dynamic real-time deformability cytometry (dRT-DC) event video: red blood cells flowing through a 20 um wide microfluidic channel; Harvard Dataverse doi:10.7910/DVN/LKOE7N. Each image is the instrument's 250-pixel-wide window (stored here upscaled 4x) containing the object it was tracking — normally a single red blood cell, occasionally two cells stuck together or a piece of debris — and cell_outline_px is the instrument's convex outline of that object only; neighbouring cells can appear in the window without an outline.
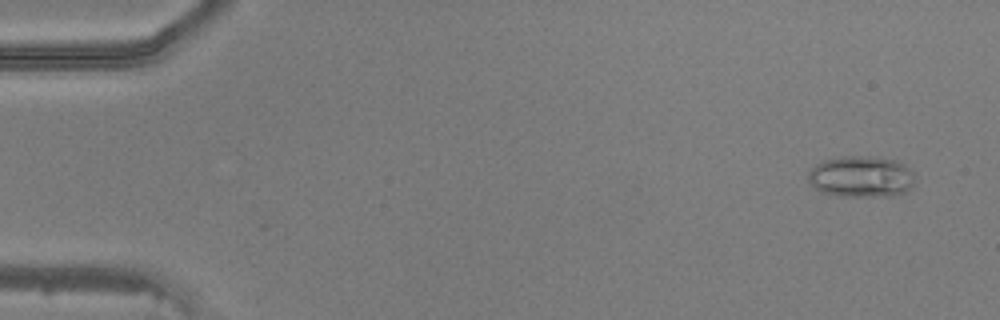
{"species": "common noctule bat (a hibernating species)", "species_latin": "Nyctalus noctula", "temperature_condition": "warm", "stored_images_in_passage": 48, "camera_frame_rate_fps": 3000, "um_per_image_px": 0.085, "animal": {"sex": "male", "body_mass_g": 20.5, "forearm_length_mm": 52.5}, "frame": {"image": 1, "passage_image": 3, "time_ms": 0.667, "image_size_px": [1000, 320], "cell_outline_px": [[912, 184], [904, 192], [888, 196], [836, 196], [824, 192], [816, 188], [808, 180], [808, 172], [816, 164], [824, 160], [844, 156], [860, 156], [892, 160], [904, 164], [912, 172]], "centroid_in_image_um": [73.15, 15.02], "position_along_channel_um": 11.9, "area_um2": 25.14}}
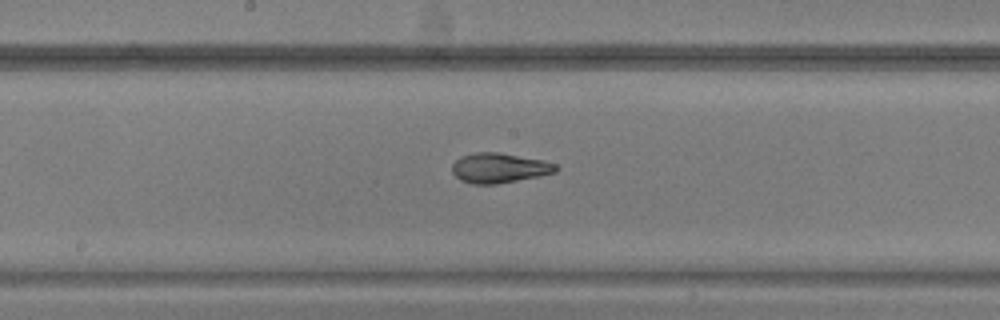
{"frame": {"image": 2, "passage_image": 26, "time_ms": 8.333, "image_size_px": [1000, 320], "cell_outline_px": [[560, 168], [556, 172], [540, 176], [496, 184], [472, 184], [460, 180], [452, 172], [452, 164], [460, 156], [476, 152], [500, 152], [544, 160], [556, 164]], "centroid_in_image_um": [42.45, 14.27], "position_along_channel_um": 205.8, "area_um2": 18.26}}
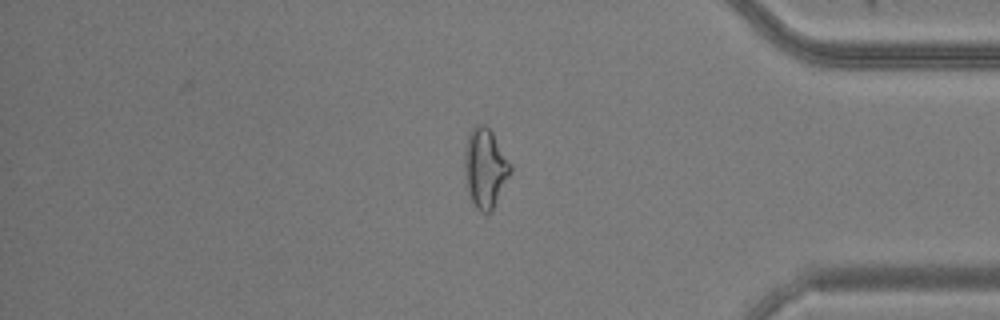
{"frame": {"image": 3, "passage_image": 41, "time_ms": 13.333, "image_size_px": [1000, 320], "cell_outline_px": [[512, 172], [492, 208], [488, 212], [480, 212], [472, 204], [468, 196], [464, 172], [464, 152], [468, 132], [476, 124], [484, 124], [492, 132], [512, 164]], "centroid_in_image_um": [41.22, 14.26], "position_along_channel_um": 394.0, "area_um2": 21.44}}